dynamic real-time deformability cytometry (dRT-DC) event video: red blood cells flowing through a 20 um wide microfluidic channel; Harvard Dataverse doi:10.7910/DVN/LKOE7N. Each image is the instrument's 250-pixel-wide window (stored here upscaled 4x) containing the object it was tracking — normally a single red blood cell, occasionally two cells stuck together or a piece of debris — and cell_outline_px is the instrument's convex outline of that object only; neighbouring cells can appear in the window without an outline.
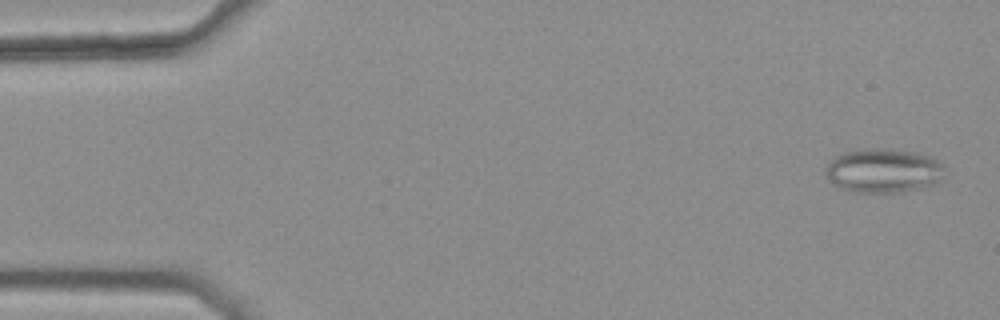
{"species": "common noctule bat (a hibernating species)", "species_latin": "Nyctalus noctula", "temperature_condition": "warm", "stored_images_in_passage": 45, "camera_frame_rate_fps": 3000, "um_per_image_px": 0.085, "animal": {"sex": "female", "body_mass_g": 25.1}, "frame": {"image": 1, "passage_image": 2, "time_ms": 0.333, "image_size_px": [1000, 320], "cell_outline_px": [[944, 168], [940, 180], [936, 184], [896, 192], [848, 192], [840, 188], [828, 180], [824, 172], [828, 164], [836, 156], [844, 152], [856, 148], [892, 148], [916, 152], [928, 156], [936, 160]], "centroid_in_image_um": [75.03, 14.48], "position_along_channel_um": 10.0, "area_um2": 30.75}}
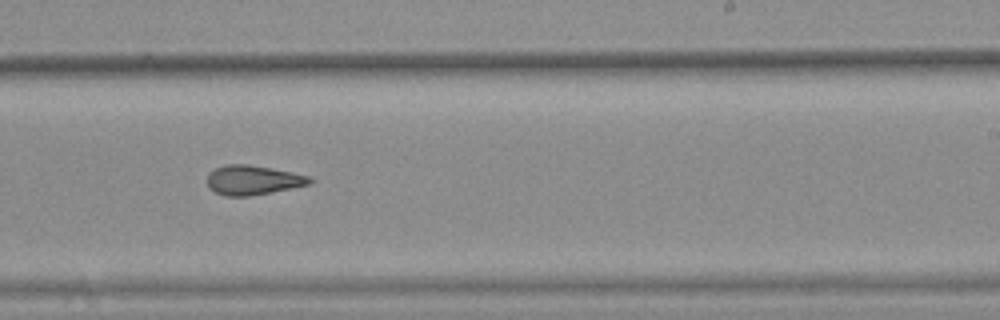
{"frame": {"image": 2, "passage_image": 32, "time_ms": 10.333, "image_size_px": [1000, 320], "cell_outline_px": [[312, 184], [272, 192], [248, 196], [224, 196], [208, 188], [208, 172], [216, 168], [228, 164], [248, 164], [272, 168], [292, 172], [308, 176], [312, 180]], "centroid_in_image_um": [21.49, 15.31], "position_along_channel_um": 267.5, "area_um2": 17.63}}
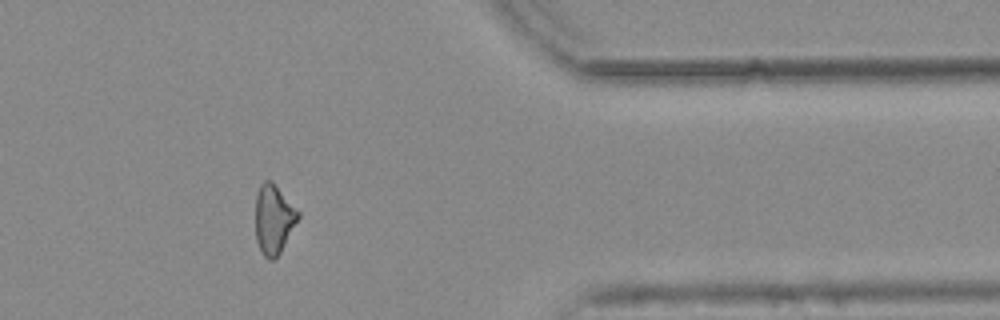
{"frame": {"image": 3, "passage_image": 43, "time_ms": 14.0, "image_size_px": [1000, 320], "cell_outline_px": [[300, 216], [280, 252], [272, 260], [268, 260], [264, 256], [256, 240], [256, 192], [260, 184], [264, 180], [272, 180], [300, 212]], "centroid_in_image_um": [23.26, 18.59], "position_along_channel_um": 388.1, "area_um2": 17.17}, "authors_computed_cell_mechanics": {"area_um2": 18.0914, "velocity_mm_per_s": 3.8323, "shape_relaxation_time_tau1_ms": null, "shape_relaxation_time_tau2_ms": 4.576, "deformation_change_tau1": null, "deformation_change_tau2": 0.1453}}